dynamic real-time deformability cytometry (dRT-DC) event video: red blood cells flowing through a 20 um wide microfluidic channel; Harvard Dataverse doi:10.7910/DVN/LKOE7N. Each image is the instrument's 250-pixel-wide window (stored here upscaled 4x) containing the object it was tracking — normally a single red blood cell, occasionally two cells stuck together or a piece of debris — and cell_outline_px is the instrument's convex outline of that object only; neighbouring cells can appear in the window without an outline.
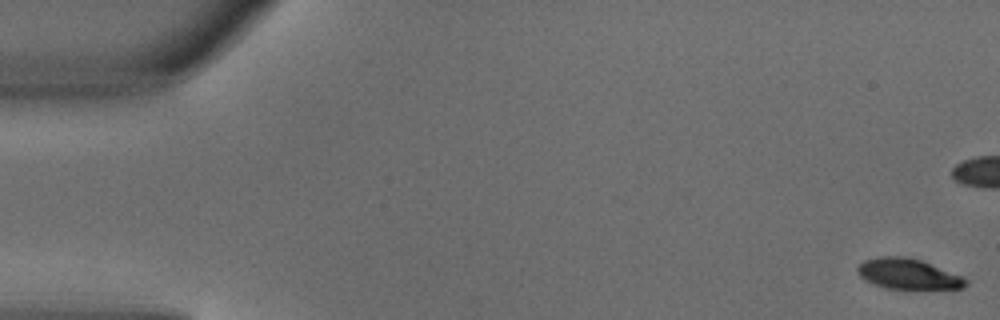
{"species": "common noctule bat (a hibernating species)", "species_latin": "Nyctalus noctula", "temperature_condition": "warm", "stored_images_in_passage": 5, "camera_frame_rate_fps": 3000, "um_per_image_px": 0.085, "animal": {"sex": "male", "body_mass_g": 18.8}, "frame": {"image": 1, "passage_image": 1, "time_ms": 0.0, "image_size_px": [1000, 320], "cell_outline_px": [[968, 284], [964, 288], [884, 288], [864, 280], [856, 272], [856, 268], [864, 260], [880, 256], [904, 256], [920, 260], [964, 276], [968, 280]], "centroid_in_image_um": [77.18, 23.27], "position_along_channel_um": 7.8, "area_um2": 19.19}}